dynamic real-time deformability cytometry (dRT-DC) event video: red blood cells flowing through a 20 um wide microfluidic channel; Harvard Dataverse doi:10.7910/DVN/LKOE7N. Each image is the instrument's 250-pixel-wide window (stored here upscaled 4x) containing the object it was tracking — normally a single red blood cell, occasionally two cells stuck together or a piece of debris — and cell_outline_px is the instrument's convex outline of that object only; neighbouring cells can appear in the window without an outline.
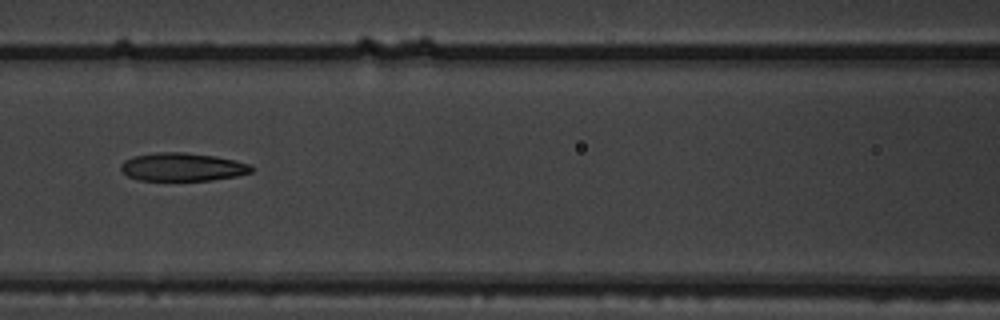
{"species": "common noctule bat (a hibernating species)", "species_latin": "Nyctalus noctula", "temperature_condition": "warm", "stored_images_in_passage": 5, "camera_frame_rate_fps": 3000, "um_per_image_px": 0.085, "animal": {"sex": "male", "body_mass_g": 19.5, "forearm_length_mm": 54.6}, "frame": {"image": 1, "passage_image": 4, "time_ms": 1.0, "image_size_px": [1000, 320], "cell_outline_px": [[256, 168], [252, 172], [236, 176], [212, 180], [140, 180], [128, 176], [120, 168], [120, 164], [124, 160], [132, 156], [156, 152], [184, 152], [216, 156], [236, 160], [248, 164]], "centroid_in_image_um": [15.52, 14.18], "position_along_channel_um": 151.1, "area_um2": 21.56}}
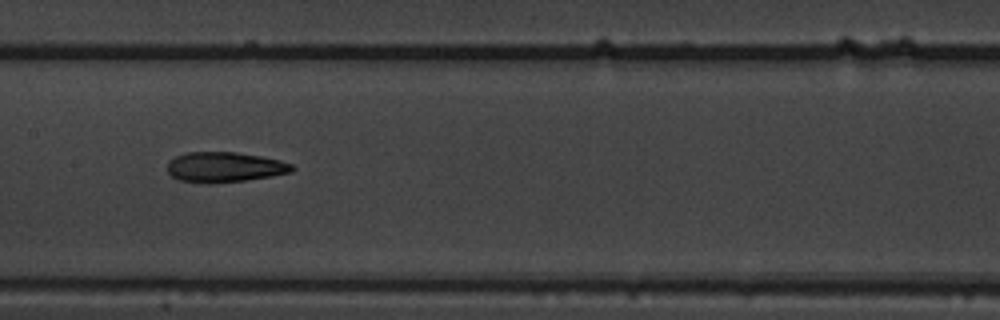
{"frame": {"image": 2, "passage_image": 5, "time_ms": 1.333, "image_size_px": [1000, 320], "cell_outline_px": [[296, 168], [292, 172], [272, 176], [244, 180], [176, 180], [168, 172], [168, 160], [184, 152], [236, 152], [260, 156], [280, 160], [292, 164]], "centroid_in_image_um": [19.13, 14.15], "position_along_channel_um": 188.3, "area_um2": 21.15}}